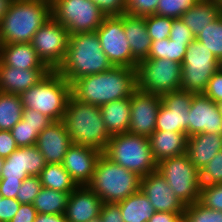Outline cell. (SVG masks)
I'll use <instances>...</instances> for the list:
<instances>
[{
	"label": "cell",
	"mask_w": 222,
	"mask_h": 222,
	"mask_svg": "<svg viewBox=\"0 0 222 222\" xmlns=\"http://www.w3.org/2000/svg\"><path fill=\"white\" fill-rule=\"evenodd\" d=\"M71 96V84L57 71H50L37 85L21 95L24 108L35 109L53 121L63 120Z\"/></svg>",
	"instance_id": "obj_6"
},
{
	"label": "cell",
	"mask_w": 222,
	"mask_h": 222,
	"mask_svg": "<svg viewBox=\"0 0 222 222\" xmlns=\"http://www.w3.org/2000/svg\"><path fill=\"white\" fill-rule=\"evenodd\" d=\"M112 67L94 31L69 35L66 56L57 72L72 84L81 77L101 73Z\"/></svg>",
	"instance_id": "obj_2"
},
{
	"label": "cell",
	"mask_w": 222,
	"mask_h": 222,
	"mask_svg": "<svg viewBox=\"0 0 222 222\" xmlns=\"http://www.w3.org/2000/svg\"><path fill=\"white\" fill-rule=\"evenodd\" d=\"M218 6L222 8V0H214Z\"/></svg>",
	"instance_id": "obj_58"
},
{
	"label": "cell",
	"mask_w": 222,
	"mask_h": 222,
	"mask_svg": "<svg viewBox=\"0 0 222 222\" xmlns=\"http://www.w3.org/2000/svg\"><path fill=\"white\" fill-rule=\"evenodd\" d=\"M190 43L173 41L170 38L163 40H154L151 43V49L148 59H168L182 64L186 49Z\"/></svg>",
	"instance_id": "obj_33"
},
{
	"label": "cell",
	"mask_w": 222,
	"mask_h": 222,
	"mask_svg": "<svg viewBox=\"0 0 222 222\" xmlns=\"http://www.w3.org/2000/svg\"><path fill=\"white\" fill-rule=\"evenodd\" d=\"M96 33L103 52L113 66L136 69L138 62L132 57L131 47L124 34L123 14L107 16Z\"/></svg>",
	"instance_id": "obj_13"
},
{
	"label": "cell",
	"mask_w": 222,
	"mask_h": 222,
	"mask_svg": "<svg viewBox=\"0 0 222 222\" xmlns=\"http://www.w3.org/2000/svg\"><path fill=\"white\" fill-rule=\"evenodd\" d=\"M103 154L141 178L157 170L149 140L144 136L131 133L113 135Z\"/></svg>",
	"instance_id": "obj_7"
},
{
	"label": "cell",
	"mask_w": 222,
	"mask_h": 222,
	"mask_svg": "<svg viewBox=\"0 0 222 222\" xmlns=\"http://www.w3.org/2000/svg\"><path fill=\"white\" fill-rule=\"evenodd\" d=\"M22 184V181H7V179H0V194L4 198H14Z\"/></svg>",
	"instance_id": "obj_51"
},
{
	"label": "cell",
	"mask_w": 222,
	"mask_h": 222,
	"mask_svg": "<svg viewBox=\"0 0 222 222\" xmlns=\"http://www.w3.org/2000/svg\"><path fill=\"white\" fill-rule=\"evenodd\" d=\"M69 194L42 187L32 204L40 214H64Z\"/></svg>",
	"instance_id": "obj_31"
},
{
	"label": "cell",
	"mask_w": 222,
	"mask_h": 222,
	"mask_svg": "<svg viewBox=\"0 0 222 222\" xmlns=\"http://www.w3.org/2000/svg\"><path fill=\"white\" fill-rule=\"evenodd\" d=\"M42 189V183L39 176H29L22 181V184L16 195V199L21 204H32L36 195Z\"/></svg>",
	"instance_id": "obj_40"
},
{
	"label": "cell",
	"mask_w": 222,
	"mask_h": 222,
	"mask_svg": "<svg viewBox=\"0 0 222 222\" xmlns=\"http://www.w3.org/2000/svg\"><path fill=\"white\" fill-rule=\"evenodd\" d=\"M140 190L148 197L156 212L184 213V203L158 170L140 179Z\"/></svg>",
	"instance_id": "obj_18"
},
{
	"label": "cell",
	"mask_w": 222,
	"mask_h": 222,
	"mask_svg": "<svg viewBox=\"0 0 222 222\" xmlns=\"http://www.w3.org/2000/svg\"><path fill=\"white\" fill-rule=\"evenodd\" d=\"M162 97L136 89L130 99L131 115L128 133L149 138L156 128Z\"/></svg>",
	"instance_id": "obj_15"
},
{
	"label": "cell",
	"mask_w": 222,
	"mask_h": 222,
	"mask_svg": "<svg viewBox=\"0 0 222 222\" xmlns=\"http://www.w3.org/2000/svg\"><path fill=\"white\" fill-rule=\"evenodd\" d=\"M181 64L168 59H145L136 66L137 89L163 96L181 89Z\"/></svg>",
	"instance_id": "obj_9"
},
{
	"label": "cell",
	"mask_w": 222,
	"mask_h": 222,
	"mask_svg": "<svg viewBox=\"0 0 222 222\" xmlns=\"http://www.w3.org/2000/svg\"><path fill=\"white\" fill-rule=\"evenodd\" d=\"M184 213L155 212L148 222H177Z\"/></svg>",
	"instance_id": "obj_52"
},
{
	"label": "cell",
	"mask_w": 222,
	"mask_h": 222,
	"mask_svg": "<svg viewBox=\"0 0 222 222\" xmlns=\"http://www.w3.org/2000/svg\"><path fill=\"white\" fill-rule=\"evenodd\" d=\"M199 172L201 186L222 184V150Z\"/></svg>",
	"instance_id": "obj_38"
},
{
	"label": "cell",
	"mask_w": 222,
	"mask_h": 222,
	"mask_svg": "<svg viewBox=\"0 0 222 222\" xmlns=\"http://www.w3.org/2000/svg\"><path fill=\"white\" fill-rule=\"evenodd\" d=\"M217 58L196 39L187 47L181 64V89L204 93L211 76L217 71Z\"/></svg>",
	"instance_id": "obj_11"
},
{
	"label": "cell",
	"mask_w": 222,
	"mask_h": 222,
	"mask_svg": "<svg viewBox=\"0 0 222 222\" xmlns=\"http://www.w3.org/2000/svg\"><path fill=\"white\" fill-rule=\"evenodd\" d=\"M177 222H185L184 217L182 216Z\"/></svg>",
	"instance_id": "obj_59"
},
{
	"label": "cell",
	"mask_w": 222,
	"mask_h": 222,
	"mask_svg": "<svg viewBox=\"0 0 222 222\" xmlns=\"http://www.w3.org/2000/svg\"><path fill=\"white\" fill-rule=\"evenodd\" d=\"M101 222H124L117 203H103L100 212Z\"/></svg>",
	"instance_id": "obj_48"
},
{
	"label": "cell",
	"mask_w": 222,
	"mask_h": 222,
	"mask_svg": "<svg viewBox=\"0 0 222 222\" xmlns=\"http://www.w3.org/2000/svg\"><path fill=\"white\" fill-rule=\"evenodd\" d=\"M88 222H101L100 216H98L97 218L91 219V220L88 221Z\"/></svg>",
	"instance_id": "obj_57"
},
{
	"label": "cell",
	"mask_w": 222,
	"mask_h": 222,
	"mask_svg": "<svg viewBox=\"0 0 222 222\" xmlns=\"http://www.w3.org/2000/svg\"><path fill=\"white\" fill-rule=\"evenodd\" d=\"M148 140L157 163L186 153L187 136L184 132L155 130Z\"/></svg>",
	"instance_id": "obj_26"
},
{
	"label": "cell",
	"mask_w": 222,
	"mask_h": 222,
	"mask_svg": "<svg viewBox=\"0 0 222 222\" xmlns=\"http://www.w3.org/2000/svg\"><path fill=\"white\" fill-rule=\"evenodd\" d=\"M159 0H126V13L146 17L156 13Z\"/></svg>",
	"instance_id": "obj_42"
},
{
	"label": "cell",
	"mask_w": 222,
	"mask_h": 222,
	"mask_svg": "<svg viewBox=\"0 0 222 222\" xmlns=\"http://www.w3.org/2000/svg\"><path fill=\"white\" fill-rule=\"evenodd\" d=\"M102 153L89 146L72 144L64 156L62 165L78 186L88 185Z\"/></svg>",
	"instance_id": "obj_19"
},
{
	"label": "cell",
	"mask_w": 222,
	"mask_h": 222,
	"mask_svg": "<svg viewBox=\"0 0 222 222\" xmlns=\"http://www.w3.org/2000/svg\"><path fill=\"white\" fill-rule=\"evenodd\" d=\"M173 19L156 14L145 17V24L148 30V35L151 40H163L169 38Z\"/></svg>",
	"instance_id": "obj_37"
},
{
	"label": "cell",
	"mask_w": 222,
	"mask_h": 222,
	"mask_svg": "<svg viewBox=\"0 0 222 222\" xmlns=\"http://www.w3.org/2000/svg\"><path fill=\"white\" fill-rule=\"evenodd\" d=\"M0 61L17 69H48L31 43L1 44Z\"/></svg>",
	"instance_id": "obj_25"
},
{
	"label": "cell",
	"mask_w": 222,
	"mask_h": 222,
	"mask_svg": "<svg viewBox=\"0 0 222 222\" xmlns=\"http://www.w3.org/2000/svg\"><path fill=\"white\" fill-rule=\"evenodd\" d=\"M136 89V69L113 66L107 71L87 75L73 82L71 95L78 101L100 107L131 97Z\"/></svg>",
	"instance_id": "obj_1"
},
{
	"label": "cell",
	"mask_w": 222,
	"mask_h": 222,
	"mask_svg": "<svg viewBox=\"0 0 222 222\" xmlns=\"http://www.w3.org/2000/svg\"><path fill=\"white\" fill-rule=\"evenodd\" d=\"M185 222H222V211L205 207L199 201L185 205Z\"/></svg>",
	"instance_id": "obj_35"
},
{
	"label": "cell",
	"mask_w": 222,
	"mask_h": 222,
	"mask_svg": "<svg viewBox=\"0 0 222 222\" xmlns=\"http://www.w3.org/2000/svg\"><path fill=\"white\" fill-rule=\"evenodd\" d=\"M199 133L222 134V105L204 93H193L188 113V138Z\"/></svg>",
	"instance_id": "obj_16"
},
{
	"label": "cell",
	"mask_w": 222,
	"mask_h": 222,
	"mask_svg": "<svg viewBox=\"0 0 222 222\" xmlns=\"http://www.w3.org/2000/svg\"><path fill=\"white\" fill-rule=\"evenodd\" d=\"M22 118L28 122L36 131L40 133L43 129L49 126L53 120L45 116L35 109L24 108Z\"/></svg>",
	"instance_id": "obj_43"
},
{
	"label": "cell",
	"mask_w": 222,
	"mask_h": 222,
	"mask_svg": "<svg viewBox=\"0 0 222 222\" xmlns=\"http://www.w3.org/2000/svg\"><path fill=\"white\" fill-rule=\"evenodd\" d=\"M62 121L73 144L104 152L112 137L104 124L100 107L78 101L72 95Z\"/></svg>",
	"instance_id": "obj_4"
},
{
	"label": "cell",
	"mask_w": 222,
	"mask_h": 222,
	"mask_svg": "<svg viewBox=\"0 0 222 222\" xmlns=\"http://www.w3.org/2000/svg\"><path fill=\"white\" fill-rule=\"evenodd\" d=\"M199 0H159L156 15L176 19L192 8Z\"/></svg>",
	"instance_id": "obj_36"
},
{
	"label": "cell",
	"mask_w": 222,
	"mask_h": 222,
	"mask_svg": "<svg viewBox=\"0 0 222 222\" xmlns=\"http://www.w3.org/2000/svg\"><path fill=\"white\" fill-rule=\"evenodd\" d=\"M131 97L109 102L100 106L104 124L111 136L128 133L131 115Z\"/></svg>",
	"instance_id": "obj_28"
},
{
	"label": "cell",
	"mask_w": 222,
	"mask_h": 222,
	"mask_svg": "<svg viewBox=\"0 0 222 222\" xmlns=\"http://www.w3.org/2000/svg\"><path fill=\"white\" fill-rule=\"evenodd\" d=\"M102 204L87 185L77 186L69 194L64 216L68 222H88L100 216Z\"/></svg>",
	"instance_id": "obj_21"
},
{
	"label": "cell",
	"mask_w": 222,
	"mask_h": 222,
	"mask_svg": "<svg viewBox=\"0 0 222 222\" xmlns=\"http://www.w3.org/2000/svg\"><path fill=\"white\" fill-rule=\"evenodd\" d=\"M51 17V0H14L0 23V43H31Z\"/></svg>",
	"instance_id": "obj_3"
},
{
	"label": "cell",
	"mask_w": 222,
	"mask_h": 222,
	"mask_svg": "<svg viewBox=\"0 0 222 222\" xmlns=\"http://www.w3.org/2000/svg\"><path fill=\"white\" fill-rule=\"evenodd\" d=\"M4 160H5L4 158H0V179H1V172L3 168Z\"/></svg>",
	"instance_id": "obj_56"
},
{
	"label": "cell",
	"mask_w": 222,
	"mask_h": 222,
	"mask_svg": "<svg viewBox=\"0 0 222 222\" xmlns=\"http://www.w3.org/2000/svg\"><path fill=\"white\" fill-rule=\"evenodd\" d=\"M221 150L222 134L199 133L186 141V154L199 171Z\"/></svg>",
	"instance_id": "obj_23"
},
{
	"label": "cell",
	"mask_w": 222,
	"mask_h": 222,
	"mask_svg": "<svg viewBox=\"0 0 222 222\" xmlns=\"http://www.w3.org/2000/svg\"><path fill=\"white\" fill-rule=\"evenodd\" d=\"M217 71L222 73V57L217 60Z\"/></svg>",
	"instance_id": "obj_55"
},
{
	"label": "cell",
	"mask_w": 222,
	"mask_h": 222,
	"mask_svg": "<svg viewBox=\"0 0 222 222\" xmlns=\"http://www.w3.org/2000/svg\"><path fill=\"white\" fill-rule=\"evenodd\" d=\"M124 34L131 47L132 57L139 63L148 58L152 40L148 35L145 17L123 14Z\"/></svg>",
	"instance_id": "obj_24"
},
{
	"label": "cell",
	"mask_w": 222,
	"mask_h": 222,
	"mask_svg": "<svg viewBox=\"0 0 222 222\" xmlns=\"http://www.w3.org/2000/svg\"><path fill=\"white\" fill-rule=\"evenodd\" d=\"M192 98L193 93L182 89L163 95L155 130L184 132L188 138V113Z\"/></svg>",
	"instance_id": "obj_14"
},
{
	"label": "cell",
	"mask_w": 222,
	"mask_h": 222,
	"mask_svg": "<svg viewBox=\"0 0 222 222\" xmlns=\"http://www.w3.org/2000/svg\"><path fill=\"white\" fill-rule=\"evenodd\" d=\"M140 179L136 173L114 163L102 153L87 186L103 203H118L140 190Z\"/></svg>",
	"instance_id": "obj_5"
},
{
	"label": "cell",
	"mask_w": 222,
	"mask_h": 222,
	"mask_svg": "<svg viewBox=\"0 0 222 222\" xmlns=\"http://www.w3.org/2000/svg\"><path fill=\"white\" fill-rule=\"evenodd\" d=\"M50 72L49 69H17L0 61V91L21 95L37 85Z\"/></svg>",
	"instance_id": "obj_22"
},
{
	"label": "cell",
	"mask_w": 222,
	"mask_h": 222,
	"mask_svg": "<svg viewBox=\"0 0 222 222\" xmlns=\"http://www.w3.org/2000/svg\"><path fill=\"white\" fill-rule=\"evenodd\" d=\"M169 38L173 41L191 43L195 40L192 31L184 24L180 18L173 19Z\"/></svg>",
	"instance_id": "obj_44"
},
{
	"label": "cell",
	"mask_w": 222,
	"mask_h": 222,
	"mask_svg": "<svg viewBox=\"0 0 222 222\" xmlns=\"http://www.w3.org/2000/svg\"><path fill=\"white\" fill-rule=\"evenodd\" d=\"M18 148L11 131L0 130V158L6 159Z\"/></svg>",
	"instance_id": "obj_49"
},
{
	"label": "cell",
	"mask_w": 222,
	"mask_h": 222,
	"mask_svg": "<svg viewBox=\"0 0 222 222\" xmlns=\"http://www.w3.org/2000/svg\"><path fill=\"white\" fill-rule=\"evenodd\" d=\"M14 0H0V23Z\"/></svg>",
	"instance_id": "obj_54"
},
{
	"label": "cell",
	"mask_w": 222,
	"mask_h": 222,
	"mask_svg": "<svg viewBox=\"0 0 222 222\" xmlns=\"http://www.w3.org/2000/svg\"><path fill=\"white\" fill-rule=\"evenodd\" d=\"M218 59L222 57V15L207 25L196 38Z\"/></svg>",
	"instance_id": "obj_34"
},
{
	"label": "cell",
	"mask_w": 222,
	"mask_h": 222,
	"mask_svg": "<svg viewBox=\"0 0 222 222\" xmlns=\"http://www.w3.org/2000/svg\"><path fill=\"white\" fill-rule=\"evenodd\" d=\"M199 202L207 208L222 211V184L201 186Z\"/></svg>",
	"instance_id": "obj_41"
},
{
	"label": "cell",
	"mask_w": 222,
	"mask_h": 222,
	"mask_svg": "<svg viewBox=\"0 0 222 222\" xmlns=\"http://www.w3.org/2000/svg\"><path fill=\"white\" fill-rule=\"evenodd\" d=\"M68 42V30L51 17L34 34L31 45L43 64L50 71H57L66 56Z\"/></svg>",
	"instance_id": "obj_12"
},
{
	"label": "cell",
	"mask_w": 222,
	"mask_h": 222,
	"mask_svg": "<svg viewBox=\"0 0 222 222\" xmlns=\"http://www.w3.org/2000/svg\"><path fill=\"white\" fill-rule=\"evenodd\" d=\"M42 187L71 193L78 185L65 170L62 163H48L39 175Z\"/></svg>",
	"instance_id": "obj_30"
},
{
	"label": "cell",
	"mask_w": 222,
	"mask_h": 222,
	"mask_svg": "<svg viewBox=\"0 0 222 222\" xmlns=\"http://www.w3.org/2000/svg\"><path fill=\"white\" fill-rule=\"evenodd\" d=\"M157 170L184 205L199 201L200 172L186 153L161 160L157 163Z\"/></svg>",
	"instance_id": "obj_8"
},
{
	"label": "cell",
	"mask_w": 222,
	"mask_h": 222,
	"mask_svg": "<svg viewBox=\"0 0 222 222\" xmlns=\"http://www.w3.org/2000/svg\"><path fill=\"white\" fill-rule=\"evenodd\" d=\"M18 147H29L36 144L39 133L23 118L10 130Z\"/></svg>",
	"instance_id": "obj_39"
},
{
	"label": "cell",
	"mask_w": 222,
	"mask_h": 222,
	"mask_svg": "<svg viewBox=\"0 0 222 222\" xmlns=\"http://www.w3.org/2000/svg\"><path fill=\"white\" fill-rule=\"evenodd\" d=\"M117 204L124 222H148L156 212L148 197L141 190Z\"/></svg>",
	"instance_id": "obj_29"
},
{
	"label": "cell",
	"mask_w": 222,
	"mask_h": 222,
	"mask_svg": "<svg viewBox=\"0 0 222 222\" xmlns=\"http://www.w3.org/2000/svg\"><path fill=\"white\" fill-rule=\"evenodd\" d=\"M106 16H120L126 13V0H91Z\"/></svg>",
	"instance_id": "obj_45"
},
{
	"label": "cell",
	"mask_w": 222,
	"mask_h": 222,
	"mask_svg": "<svg viewBox=\"0 0 222 222\" xmlns=\"http://www.w3.org/2000/svg\"><path fill=\"white\" fill-rule=\"evenodd\" d=\"M46 164L43 155L35 145L18 147L4 160L1 179L23 181L29 176H39Z\"/></svg>",
	"instance_id": "obj_17"
},
{
	"label": "cell",
	"mask_w": 222,
	"mask_h": 222,
	"mask_svg": "<svg viewBox=\"0 0 222 222\" xmlns=\"http://www.w3.org/2000/svg\"><path fill=\"white\" fill-rule=\"evenodd\" d=\"M51 15L69 35L94 32L107 17L91 0H51Z\"/></svg>",
	"instance_id": "obj_10"
},
{
	"label": "cell",
	"mask_w": 222,
	"mask_h": 222,
	"mask_svg": "<svg viewBox=\"0 0 222 222\" xmlns=\"http://www.w3.org/2000/svg\"><path fill=\"white\" fill-rule=\"evenodd\" d=\"M20 202L14 198H4L0 200V222H10L17 213Z\"/></svg>",
	"instance_id": "obj_47"
},
{
	"label": "cell",
	"mask_w": 222,
	"mask_h": 222,
	"mask_svg": "<svg viewBox=\"0 0 222 222\" xmlns=\"http://www.w3.org/2000/svg\"><path fill=\"white\" fill-rule=\"evenodd\" d=\"M23 109L20 95L0 91V130L10 131L22 119Z\"/></svg>",
	"instance_id": "obj_32"
},
{
	"label": "cell",
	"mask_w": 222,
	"mask_h": 222,
	"mask_svg": "<svg viewBox=\"0 0 222 222\" xmlns=\"http://www.w3.org/2000/svg\"><path fill=\"white\" fill-rule=\"evenodd\" d=\"M221 15L222 8L214 0H199L180 19L196 38L208 24L215 22Z\"/></svg>",
	"instance_id": "obj_27"
},
{
	"label": "cell",
	"mask_w": 222,
	"mask_h": 222,
	"mask_svg": "<svg viewBox=\"0 0 222 222\" xmlns=\"http://www.w3.org/2000/svg\"><path fill=\"white\" fill-rule=\"evenodd\" d=\"M38 212L33 204H20L17 213L10 222H34Z\"/></svg>",
	"instance_id": "obj_50"
},
{
	"label": "cell",
	"mask_w": 222,
	"mask_h": 222,
	"mask_svg": "<svg viewBox=\"0 0 222 222\" xmlns=\"http://www.w3.org/2000/svg\"><path fill=\"white\" fill-rule=\"evenodd\" d=\"M62 120L53 121L43 129L37 138L35 146L43 155L46 163H62L67 150L72 145Z\"/></svg>",
	"instance_id": "obj_20"
},
{
	"label": "cell",
	"mask_w": 222,
	"mask_h": 222,
	"mask_svg": "<svg viewBox=\"0 0 222 222\" xmlns=\"http://www.w3.org/2000/svg\"><path fill=\"white\" fill-rule=\"evenodd\" d=\"M34 222H68L64 214H40L38 213Z\"/></svg>",
	"instance_id": "obj_53"
},
{
	"label": "cell",
	"mask_w": 222,
	"mask_h": 222,
	"mask_svg": "<svg viewBox=\"0 0 222 222\" xmlns=\"http://www.w3.org/2000/svg\"><path fill=\"white\" fill-rule=\"evenodd\" d=\"M204 94L215 103L222 105V73L216 71L211 76Z\"/></svg>",
	"instance_id": "obj_46"
}]
</instances>
